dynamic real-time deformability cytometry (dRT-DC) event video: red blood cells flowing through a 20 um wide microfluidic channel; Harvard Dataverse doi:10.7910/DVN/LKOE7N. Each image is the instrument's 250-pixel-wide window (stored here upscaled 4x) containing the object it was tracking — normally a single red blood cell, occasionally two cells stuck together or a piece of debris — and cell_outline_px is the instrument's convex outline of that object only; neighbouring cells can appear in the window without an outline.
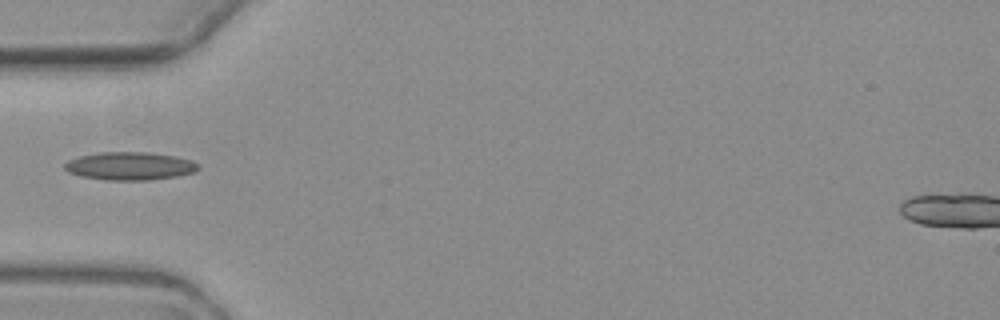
{"species": "common noctule bat (a hibernating species)", "species_latin": "Nyctalus noctula", "temperature_condition": "warm", "stored_images_in_passage": 1, "camera_frame_rate_fps": 3000, "um_per_image_px": 0.085, "animal": {"sex": "female", "body_mass_g": 19.3, "forearm_length_mm": 54.1}, "frame": {"image": 1, "passage_image": 1, "time_ms": 0.0, "image_size_px": [1000, 320], "cell_outline_px": [[200, 168], [196, 172], [176, 176], [148, 180], [108, 180], [80, 176], [68, 172], [64, 168], [64, 164], [68, 160], [80, 156], [100, 152], [148, 152], [172, 156], [192, 160], [200, 164]], "centroid_in_image_um": [11.05, 14.11], "position_along_channel_um": 74.0, "area_um2": 21.85}}